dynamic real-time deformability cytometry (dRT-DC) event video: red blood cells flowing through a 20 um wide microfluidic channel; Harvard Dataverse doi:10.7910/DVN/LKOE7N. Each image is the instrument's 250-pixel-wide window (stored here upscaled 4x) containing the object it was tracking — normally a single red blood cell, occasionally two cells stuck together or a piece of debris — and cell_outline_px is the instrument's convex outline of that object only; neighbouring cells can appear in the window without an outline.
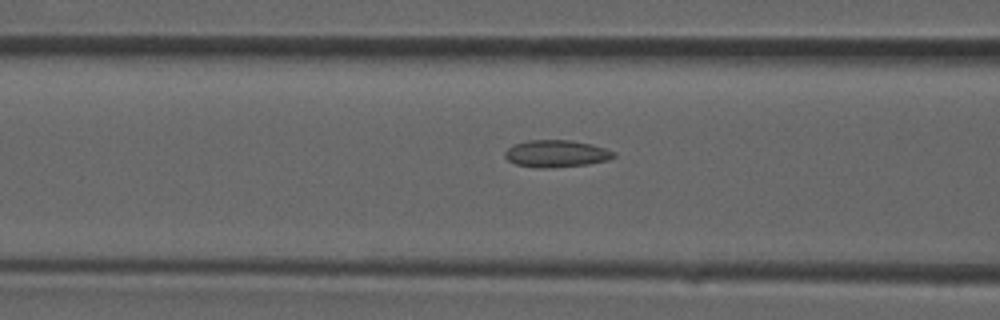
{"species": "common noctule bat (a hibernating species)", "species_latin": "Nyctalus noctula", "temperature_condition": "room temperature", "stored_images_in_passage": 9, "camera_frame_rate_fps": 3000, "um_per_image_px": 0.085, "animal": {"sex": "male", "forearm_length_mm": 52.5}, "frame": {"image": 1, "passage_image": 7, "time_ms": 2.0, "image_size_px": [1000, 320], "cell_outline_px": [[616, 156], [608, 160], [588, 164], [544, 168], [536, 168], [516, 164], [508, 160], [504, 156], [504, 152], [508, 148], [516, 144], [528, 140], [568, 140], [592, 144], [616, 152]], "centroid_in_image_um": [47.29, 13.06], "position_along_channel_um": 119.3, "area_um2": 17.11}}